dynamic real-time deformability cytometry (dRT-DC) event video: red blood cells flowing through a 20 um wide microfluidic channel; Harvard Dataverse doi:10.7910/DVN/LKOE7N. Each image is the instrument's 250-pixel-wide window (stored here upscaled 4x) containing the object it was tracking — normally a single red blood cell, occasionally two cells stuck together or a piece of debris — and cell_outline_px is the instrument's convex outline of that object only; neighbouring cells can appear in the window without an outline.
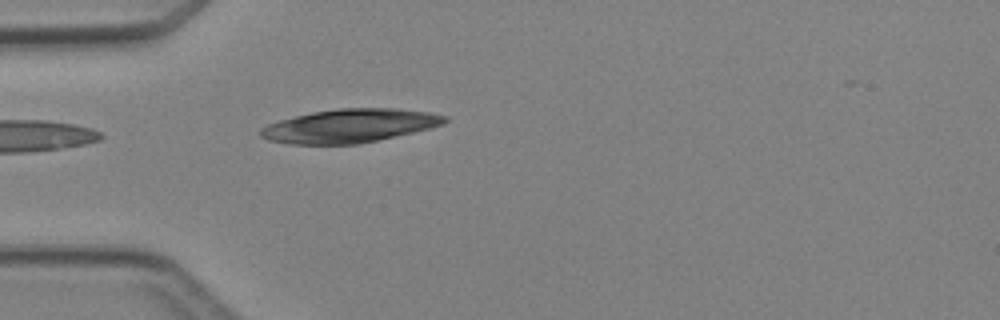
{"species": "Egyptian fruit bat (a non-hibernating species)", "species_latin": "Rousettus aegyptiacus", "temperature_condition": "cold", "stored_images_in_passage": 3, "camera_frame_rate_fps": 3000, "um_per_image_px": 0.085, "animal": {"sex": "female"}, "frame": {"image": 1, "passage_image": 3, "time_ms": 3.333, "image_size_px": [1000, 320], "cell_outline_px": [[448, 120], [444, 124], [432, 128], [376, 140], [356, 144], [292, 144], [268, 140], [260, 136], [260, 128], [268, 124], [280, 120], [312, 112], [336, 108], [396, 108], [428, 112], [448, 116]], "centroid_in_image_um": [29.74, 10.69], "position_along_channel_um": 55.3, "area_um2": 35.89}}